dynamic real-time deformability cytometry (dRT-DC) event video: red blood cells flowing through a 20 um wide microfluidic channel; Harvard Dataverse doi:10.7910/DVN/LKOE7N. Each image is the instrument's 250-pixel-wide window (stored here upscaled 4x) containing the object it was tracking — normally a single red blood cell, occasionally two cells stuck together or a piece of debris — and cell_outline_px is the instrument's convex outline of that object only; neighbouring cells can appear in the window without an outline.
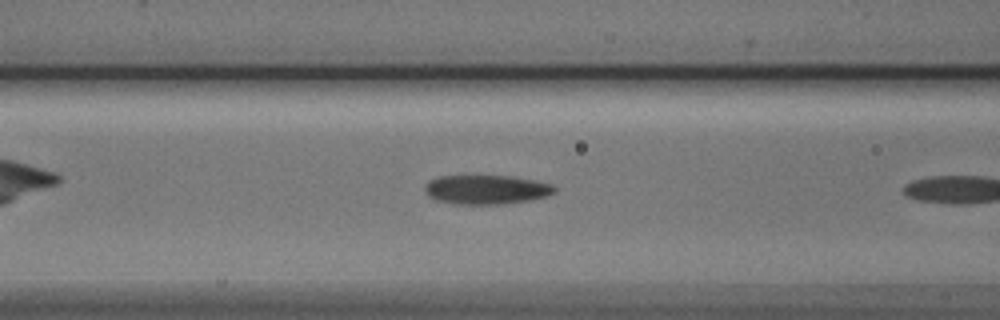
{"species": "Egyptian fruit bat (a non-hibernating species)", "species_latin": "Rousettus aegyptiacus", "temperature_condition": "cold", "stored_images_in_passage": 8, "camera_frame_rate_fps": 3000, "um_per_image_px": 0.085, "animal": {"sex": "male"}, "frame": {"image": 1, "passage_image": 7, "time_ms": 2.0, "image_size_px": [1000, 320], "cell_outline_px": [[556, 192], [548, 196], [528, 200], [500, 204], [460, 204], [436, 200], [428, 196], [424, 192], [424, 188], [428, 180], [440, 176], [512, 176], [536, 180], [552, 184], [556, 188]], "centroid_in_image_um": [41.34, 16.11], "position_along_channel_um": 125.3, "area_um2": 22.14}}